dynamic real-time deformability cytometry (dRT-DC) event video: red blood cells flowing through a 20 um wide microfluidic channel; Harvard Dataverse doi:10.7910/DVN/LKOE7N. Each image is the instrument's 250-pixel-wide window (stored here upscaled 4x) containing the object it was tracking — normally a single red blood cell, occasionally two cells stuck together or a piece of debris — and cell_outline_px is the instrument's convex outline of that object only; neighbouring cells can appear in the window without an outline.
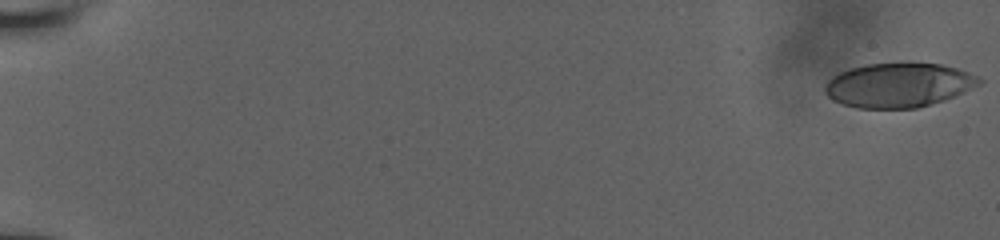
{"species": "human", "species_latin": "Homo sapiens", "temperature_condition": "room temperature", "stored_images_in_passage": 56, "camera_frame_rate_fps": 3000, "um_per_image_px": 0.085, "donor": {"sex": "male"}, "frame": {"image": 1, "passage_image": 1, "time_ms": 0.0, "image_size_px": [1000, 240], "cell_outline_px": [[984, 80], [980, 84], [964, 92], [944, 100], [916, 108], [856, 108], [832, 100], [824, 92], [824, 88], [828, 80], [832, 76], [848, 68], [864, 64], [900, 60], [908, 60], [940, 64], [956, 68], [980, 76]], "centroid_in_image_um": [76.38, 7.18], "position_along_channel_um": 8.6, "area_um2": 40.92}}
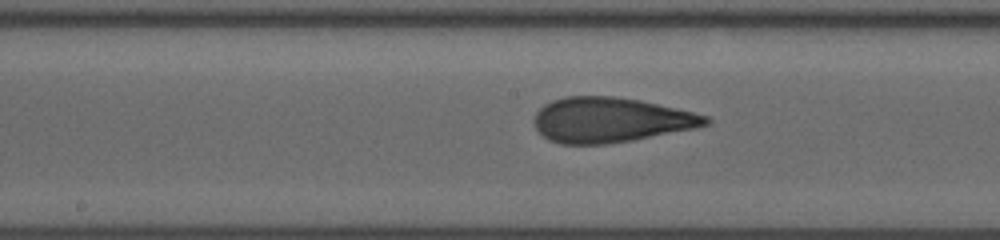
{"frame": {"image": 2, "passage_image": 32, "time_ms": 10.333, "image_size_px": [1000, 240], "cell_outline_px": [[712, 120], [708, 124], [696, 128], [632, 140], [608, 144], [560, 144], [548, 140], [536, 128], [536, 112], [544, 104], [552, 100], [564, 96], [612, 96], [640, 100], [676, 108], [708, 116]], "centroid_in_image_um": [51.9, 10.19], "position_along_channel_um": 196.3, "area_um2": 44.8}}
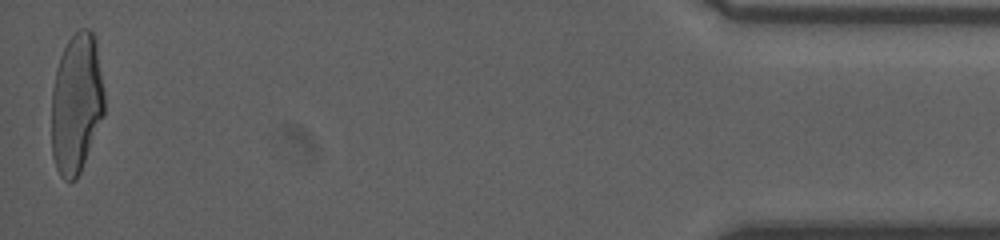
{"frame": {"image": 3, "passage_image": 56, "time_ms": 18.333, "image_size_px": [1000, 240], "cell_outline_px": [[104, 116], [80, 172], [76, 180], [64, 180], [60, 176], [56, 168], [52, 156], [52, 88], [56, 68], [60, 56], [68, 40], [80, 28], [88, 28], [92, 32], [96, 40], [104, 92]], "centroid_in_image_um": [6.49, 8.8], "position_along_channel_um": 428.7, "area_um2": 43.35}, "authors_computed_cell_mechanics": {"area_um2": 43.6101, "velocity_mm_per_s": 3.9182, "shape_relaxation_time_tau1_ms": 8.9637, "shape_relaxation_time_tau2_ms": 0.9697, "deformation_change_tau1": 0.2806, "deformation_change_tau2": 0.0956}}